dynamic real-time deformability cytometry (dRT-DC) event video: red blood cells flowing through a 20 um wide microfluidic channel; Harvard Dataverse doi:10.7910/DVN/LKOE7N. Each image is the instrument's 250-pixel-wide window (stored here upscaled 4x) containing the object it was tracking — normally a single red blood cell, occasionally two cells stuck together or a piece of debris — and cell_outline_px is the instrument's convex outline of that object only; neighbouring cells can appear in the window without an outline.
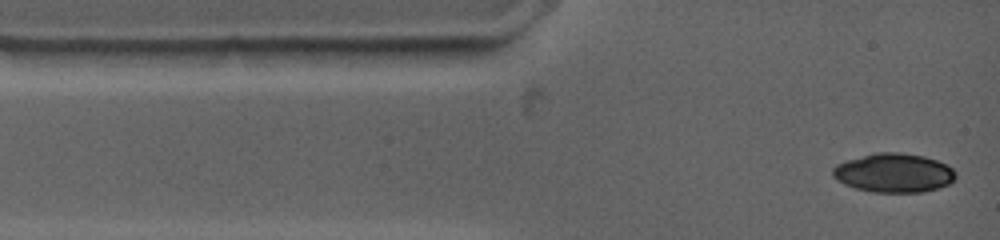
{"species": "common noctule bat (a hibernating species)", "species_latin": "Nyctalus noctula", "temperature_condition": "warm", "stored_images_in_passage": 14, "camera_frame_rate_fps": 4500, "um_per_image_px": 0.085, "animal": {"sex": "female", "body_mass_g": 19.0, "forearm_length_mm": 53.3}, "frame": {"image": 1, "passage_image": 1, "time_ms": 0.0, "image_size_px": [1000, 240], "cell_outline_px": [[956, 176], [948, 184], [936, 188], [920, 192], [876, 192], [856, 188], [840, 180], [832, 172], [832, 168], [836, 164], [844, 160], [876, 152], [900, 152], [924, 156], [948, 164], [956, 172]], "centroid_in_image_um": [76.0, 14.67], "position_along_channel_um": 9.0, "area_um2": 27.69}}